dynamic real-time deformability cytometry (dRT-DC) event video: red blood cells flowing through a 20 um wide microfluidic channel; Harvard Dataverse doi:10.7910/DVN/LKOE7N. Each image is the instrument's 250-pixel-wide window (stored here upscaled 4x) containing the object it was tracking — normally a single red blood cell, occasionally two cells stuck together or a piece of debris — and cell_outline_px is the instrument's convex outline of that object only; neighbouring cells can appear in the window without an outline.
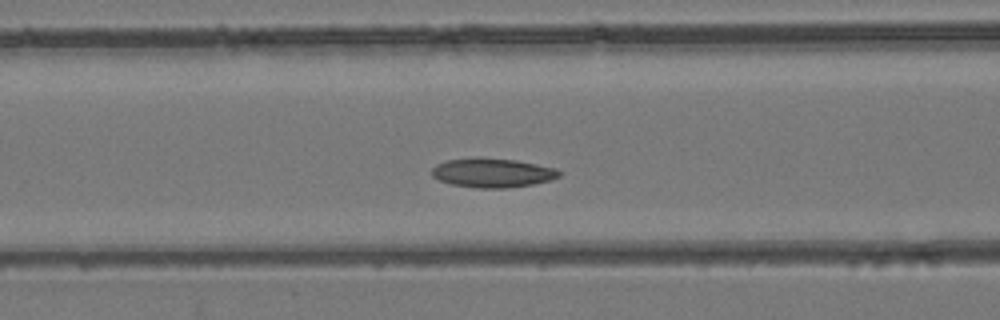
{"species": "common noctule bat (a hibernating species)", "species_latin": "Nyctalus noctula", "temperature_condition": "room temperature", "stored_images_in_passage": 41, "camera_frame_rate_fps": 3000, "um_per_image_px": 0.085, "animal": {"sex": "female", "body_mass_g": 24.6, "forearm_length_mm": 56.2}, "frame": {"image": 1, "passage_image": 15, "time_ms": 4.667, "image_size_px": [1000, 320], "cell_outline_px": [[564, 172], [560, 176], [552, 180], [532, 184], [508, 188], [476, 188], [452, 184], [440, 180], [432, 176], [432, 168], [436, 164], [444, 160], [472, 156], [480, 156], [516, 160], [556, 168]], "centroid_in_image_um": [41.86, 14.66], "position_along_channel_um": 124.7, "area_um2": 22.2}}
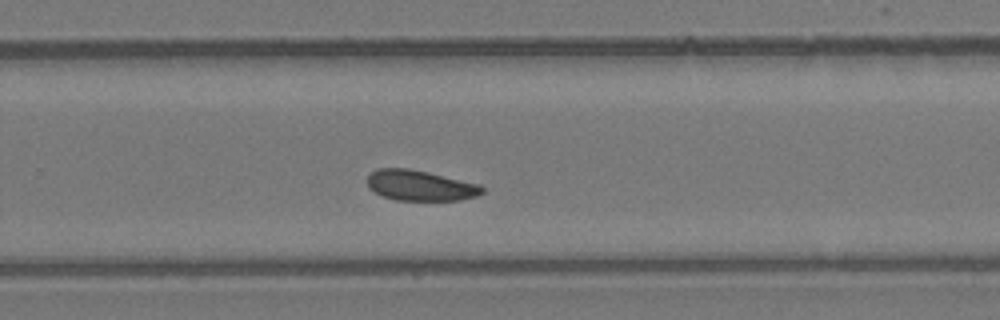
{"frame": {"image": 2, "passage_image": 26, "time_ms": 8.333, "image_size_px": [1000, 320], "cell_outline_px": [[484, 192], [476, 196], [460, 200], [396, 200], [384, 196], [368, 188], [368, 172], [376, 168], [408, 168], [428, 172], [480, 184], [484, 188]], "centroid_in_image_um": [35.71, 15.75], "position_along_channel_um": 294.1, "area_um2": 20.46}}
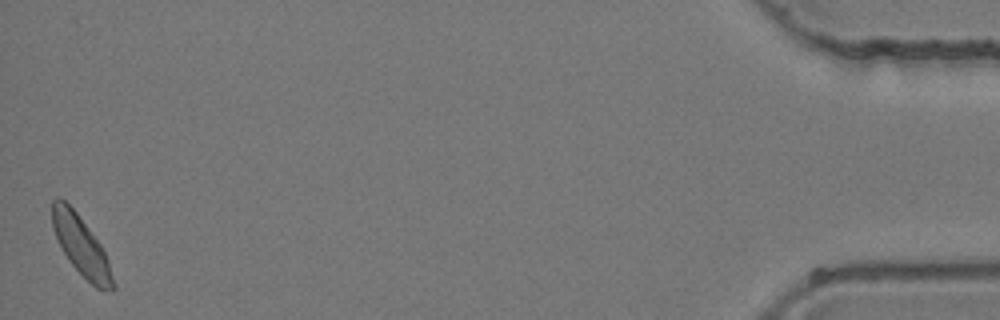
{"frame": {"image": 3, "passage_image": 41, "time_ms": 13.333, "image_size_px": [1000, 320], "cell_outline_px": [[116, 288], [96, 288], [68, 260], [52, 228], [52, 200], [64, 200], [76, 212], [100, 244], [108, 260]], "centroid_in_image_um": [6.89, 20.89], "position_along_channel_um": 428.3, "area_um2": 20.11}}